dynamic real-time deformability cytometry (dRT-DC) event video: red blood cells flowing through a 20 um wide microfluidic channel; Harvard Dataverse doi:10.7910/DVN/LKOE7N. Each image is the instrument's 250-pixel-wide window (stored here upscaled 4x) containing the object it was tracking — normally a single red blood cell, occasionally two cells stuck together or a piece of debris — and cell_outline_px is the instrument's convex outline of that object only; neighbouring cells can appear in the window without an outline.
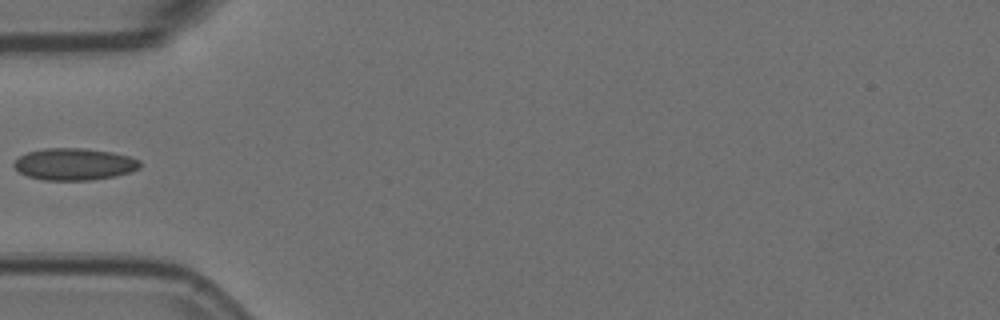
{"species": "Egyptian fruit bat (a non-hibernating species)", "species_latin": "Rousettus aegyptiacus", "temperature_condition": "room temperature", "stored_images_in_passage": 7, "camera_frame_rate_fps": 3000, "um_per_image_px": 0.085, "animal": {"sex": "female"}, "frame": {"image": 1, "passage_image": 6, "time_ms": 1.667, "image_size_px": [1000, 320], "cell_outline_px": [[140, 168], [132, 172], [116, 176], [92, 180], [44, 180], [28, 176], [20, 172], [12, 164], [20, 156], [28, 152], [44, 148], [84, 148], [112, 152], [128, 156], [140, 160]], "centroid_in_image_um": [6.34, 13.95], "position_along_channel_um": 78.7, "area_um2": 23.47}}
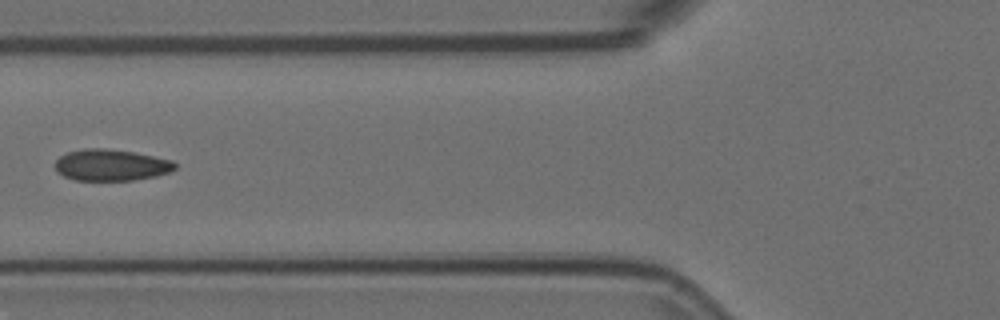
{"frame": {"image": 2, "passage_image": 7, "time_ms": 2.0, "image_size_px": [1000, 320], "cell_outline_px": [[176, 168], [168, 172], [156, 176], [132, 180], [76, 180], [64, 176], [56, 172], [56, 160], [60, 156], [68, 152], [84, 148], [104, 148], [132, 152], [172, 160], [176, 164]], "centroid_in_image_um": [9.42, 14.03], "position_along_channel_um": 116.4, "area_um2": 21.79}}